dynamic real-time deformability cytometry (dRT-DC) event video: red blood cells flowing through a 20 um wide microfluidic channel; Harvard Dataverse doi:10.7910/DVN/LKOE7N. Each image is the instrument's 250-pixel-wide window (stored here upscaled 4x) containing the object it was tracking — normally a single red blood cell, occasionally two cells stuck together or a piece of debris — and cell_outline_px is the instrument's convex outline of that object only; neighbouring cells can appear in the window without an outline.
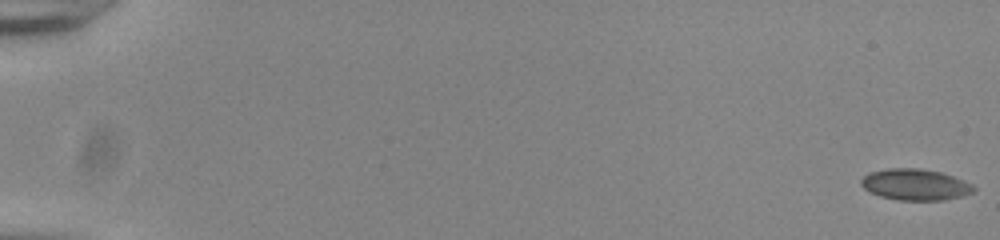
{"species": "common noctule bat (a hibernating species)", "species_latin": "Nyctalus noctula", "temperature_condition": "room temperature", "stored_images_in_passage": 56, "camera_frame_rate_fps": 3000, "um_per_image_px": 0.085, "animal": {"sex": "male", "body_mass_g": 20.0, "forearm_length_mm": 53.3}, "frame": {"image": 1, "passage_image": 1, "time_ms": 0.0, "image_size_px": [1000, 240], "cell_outline_px": [[976, 192], [944, 200], [896, 200], [880, 196], [864, 188], [860, 184], [860, 180], [868, 172], [888, 168], [920, 168], [940, 172], [964, 180], [972, 184], [976, 188]], "centroid_in_image_um": [77.8, 15.68], "position_along_channel_um": 7.2, "area_um2": 20.58}}
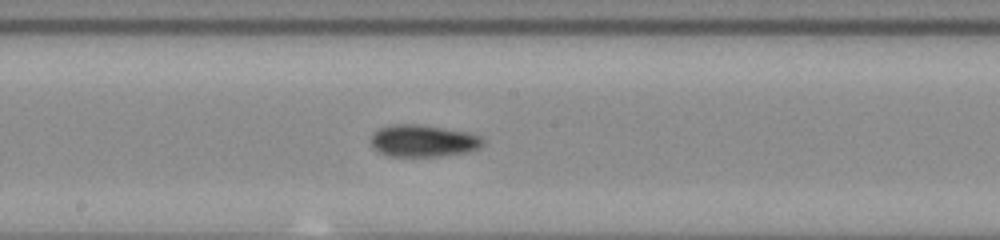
{"frame": {"image": 2, "passage_image": 32, "time_ms": 10.333, "image_size_px": [1000, 240], "cell_outline_px": [[484, 144], [480, 148], [468, 152], [440, 156], [388, 156], [372, 148], [372, 132], [380, 128], [392, 124], [420, 124], [468, 132], [480, 136], [484, 140]], "centroid_in_image_um": [35.98, 11.97], "position_along_channel_um": 212.2, "area_um2": 21.04}}
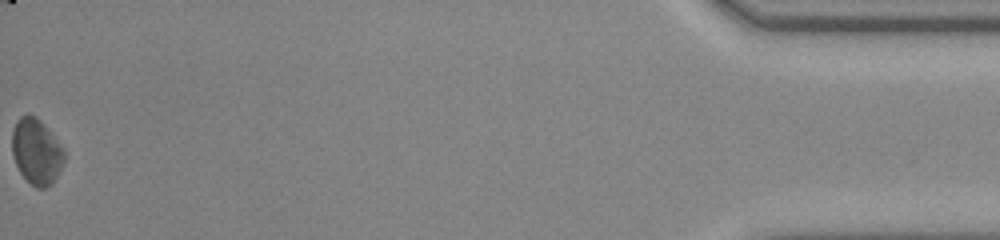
{"frame": {"image": 3, "passage_image": 56, "time_ms": 18.333, "image_size_px": [1000, 240], "cell_outline_px": [[64, 160], [52, 184], [44, 188], [36, 188], [20, 172], [16, 164], [12, 152], [12, 132], [16, 120], [20, 116], [28, 112], [36, 116], [44, 124], [64, 148]], "centroid_in_image_um": [3.09, 12.83], "position_along_channel_um": 432.1, "area_um2": 19.94}, "authors_computed_cell_mechanics": {"area_um2": 19.9121, "velocity_mm_per_s": 3.8315, "shape_relaxation_time_tau1_ms": 4.5363, "shape_relaxation_time_tau2_ms": null, "deformation_change_tau1": 0.0767, "deformation_change_tau2": null}}